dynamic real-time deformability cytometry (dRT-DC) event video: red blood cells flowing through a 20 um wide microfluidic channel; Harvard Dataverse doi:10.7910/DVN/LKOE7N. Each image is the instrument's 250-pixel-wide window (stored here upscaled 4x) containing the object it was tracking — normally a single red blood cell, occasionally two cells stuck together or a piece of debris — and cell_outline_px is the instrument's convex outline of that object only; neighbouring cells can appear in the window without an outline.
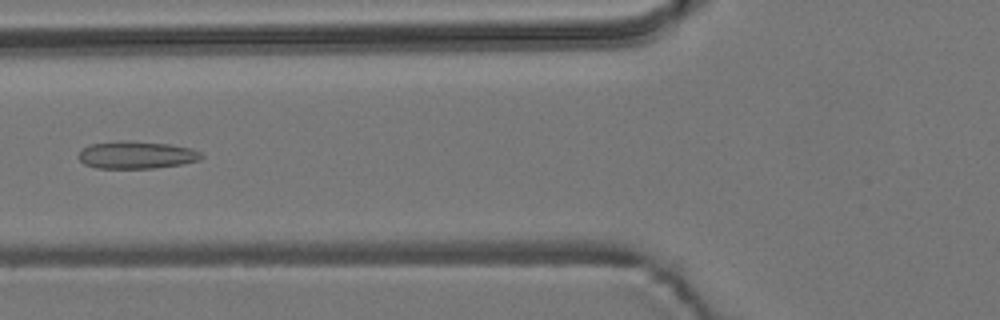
{"species": "common noctule bat (a hibernating species)", "species_latin": "Nyctalus noctula", "temperature_condition": "room temperature", "stored_images_in_passage": 8, "camera_frame_rate_fps": 3000, "um_per_image_px": 0.085, "animal": {"sex": "male", "body_mass_g": 19.2, "forearm_length_mm": 51.8}, "frame": {"image": 1, "passage_image": 5, "time_ms": 4.667, "image_size_px": [1000, 320], "cell_outline_px": [[204, 156], [200, 160], [180, 164], [156, 168], [96, 168], [84, 164], [76, 156], [88, 144], [124, 140], [128, 140], [168, 144], [192, 148], [200, 152]], "centroid_in_image_um": [11.58, 13.16], "position_along_channel_um": 114.2, "area_um2": 19.77}}
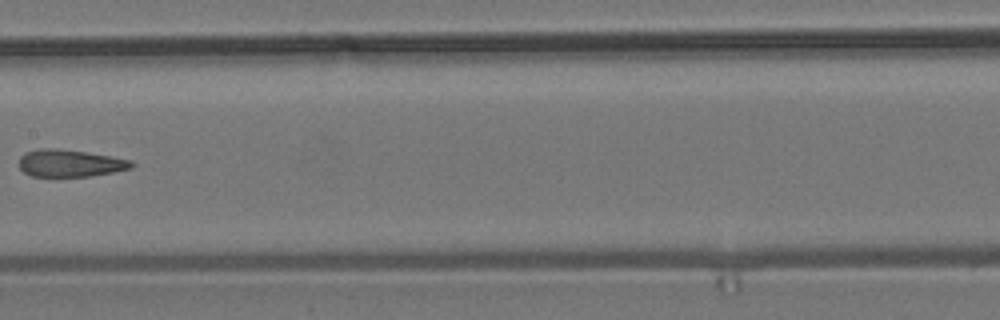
{"frame": {"image": 2, "passage_image": 7, "time_ms": 7.0, "image_size_px": [1000, 320], "cell_outline_px": [[136, 164], [132, 168], [112, 172], [88, 176], [32, 176], [24, 172], [20, 168], [20, 156], [24, 152], [40, 148], [56, 148], [112, 156], [132, 160]], "centroid_in_image_um": [5.96, 13.86], "position_along_channel_um": 201.4, "area_um2": 17.8}}
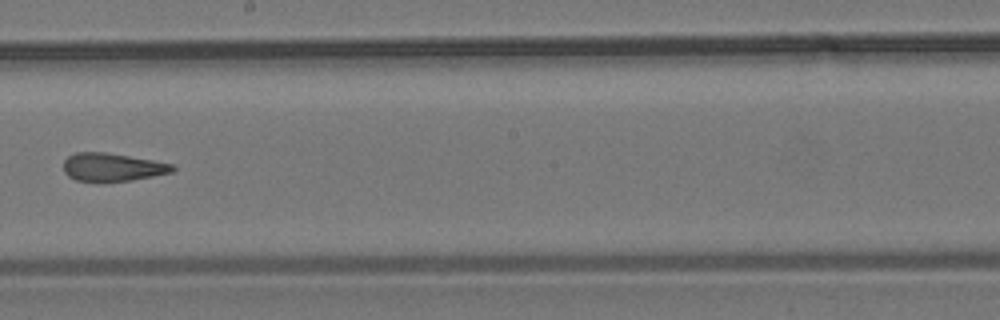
{"frame": {"image": 3, "passage_image": 8, "time_ms": 8.0, "image_size_px": [1000, 320], "cell_outline_px": [[176, 168], [172, 172], [132, 180], [76, 180], [68, 176], [64, 172], [64, 160], [68, 156], [76, 152], [104, 152], [152, 160], [172, 164]], "centroid_in_image_um": [9.54, 14.19], "position_along_channel_um": 238.7, "area_um2": 17.4}}